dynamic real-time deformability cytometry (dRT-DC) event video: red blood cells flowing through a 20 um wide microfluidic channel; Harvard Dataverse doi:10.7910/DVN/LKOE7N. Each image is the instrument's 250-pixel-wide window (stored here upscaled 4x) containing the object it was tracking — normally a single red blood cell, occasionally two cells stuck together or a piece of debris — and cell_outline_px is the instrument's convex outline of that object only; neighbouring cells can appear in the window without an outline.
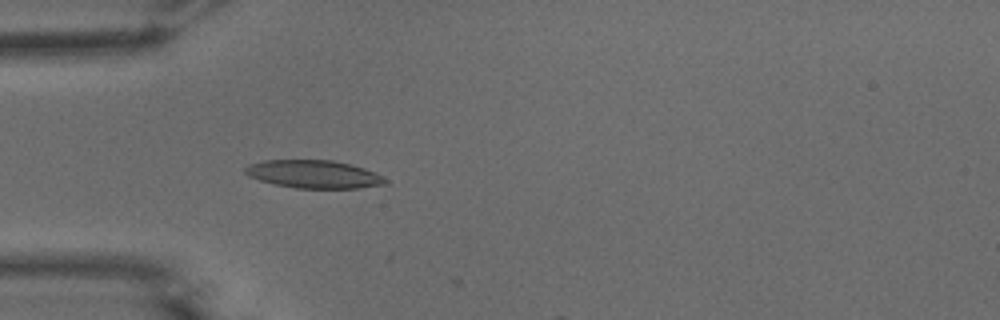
{"species": "common noctule bat (a hibernating species)", "species_latin": "Nyctalus noctula", "temperature_condition": "warm", "stored_images_in_passage": 2, "camera_frame_rate_fps": 3000, "um_per_image_px": 0.085, "animal": {"sex": "male", "body_mass_g": 15.6}, "frame": {"image": 1, "passage_image": 1, "time_ms": 0.0, "image_size_px": [1000, 320], "cell_outline_px": [[388, 184], [356, 188], [296, 188], [276, 184], [260, 180], [248, 176], [244, 172], [244, 168], [248, 164], [264, 160], [332, 160], [352, 164], [364, 168], [388, 180]], "centroid_in_image_um": [26.65, 14.8], "position_along_channel_um": 58.3, "area_um2": 22.77}}